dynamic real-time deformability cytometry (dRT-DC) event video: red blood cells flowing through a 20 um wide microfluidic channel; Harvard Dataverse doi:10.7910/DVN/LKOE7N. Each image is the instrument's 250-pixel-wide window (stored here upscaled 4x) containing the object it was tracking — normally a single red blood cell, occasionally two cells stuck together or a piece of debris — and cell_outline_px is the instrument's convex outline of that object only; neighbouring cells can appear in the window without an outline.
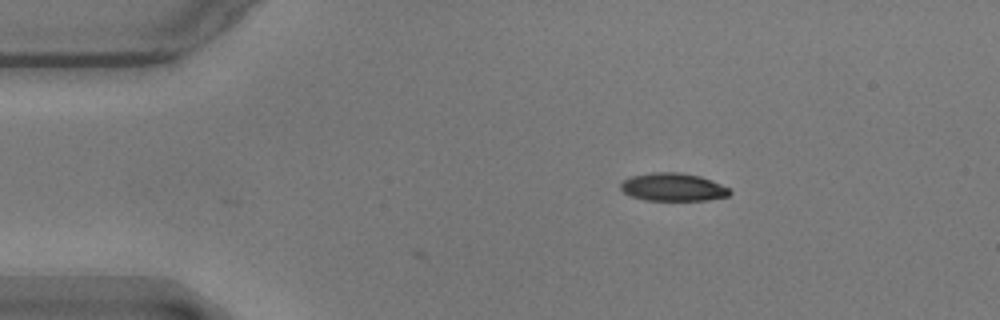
{"species": "common noctule bat (a hibernating species)", "species_latin": "Nyctalus noctula", "temperature_condition": "warm", "stored_images_in_passage": 2, "camera_frame_rate_fps": 3000, "um_per_image_px": 0.085, "animal": {"sex": "male", "body_mass_g": 17.9}, "frame": {"image": 1, "passage_image": 2, "time_ms": 0.333, "image_size_px": [1000, 320], "cell_outline_px": [[732, 192], [728, 196], [708, 200], [644, 200], [632, 196], [624, 192], [620, 188], [620, 184], [624, 180], [632, 176], [652, 172], [680, 172], [700, 176], [712, 180], [728, 188]], "centroid_in_image_um": [57.21, 15.9], "position_along_channel_um": 27.8, "area_um2": 17.74}}